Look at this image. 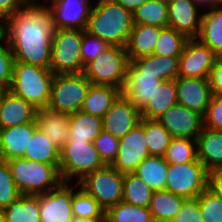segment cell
Listing matches in <instances>:
<instances>
[{"instance_id":"45","label":"cell","mask_w":222,"mask_h":222,"mask_svg":"<svg viewBox=\"0 0 222 222\" xmlns=\"http://www.w3.org/2000/svg\"><path fill=\"white\" fill-rule=\"evenodd\" d=\"M108 47L110 45L107 42L83 30L80 47L83 66L85 67L91 60L97 58Z\"/></svg>"},{"instance_id":"56","label":"cell","mask_w":222,"mask_h":222,"mask_svg":"<svg viewBox=\"0 0 222 222\" xmlns=\"http://www.w3.org/2000/svg\"><path fill=\"white\" fill-rule=\"evenodd\" d=\"M166 3H170L172 1H175V0H164Z\"/></svg>"},{"instance_id":"3","label":"cell","mask_w":222,"mask_h":222,"mask_svg":"<svg viewBox=\"0 0 222 222\" xmlns=\"http://www.w3.org/2000/svg\"><path fill=\"white\" fill-rule=\"evenodd\" d=\"M11 176L23 195H40L50 192L61 182L59 164H47L23 157L7 161Z\"/></svg>"},{"instance_id":"18","label":"cell","mask_w":222,"mask_h":222,"mask_svg":"<svg viewBox=\"0 0 222 222\" xmlns=\"http://www.w3.org/2000/svg\"><path fill=\"white\" fill-rule=\"evenodd\" d=\"M199 9L192 0H175L168 3V26L188 39L197 38L202 16Z\"/></svg>"},{"instance_id":"19","label":"cell","mask_w":222,"mask_h":222,"mask_svg":"<svg viewBox=\"0 0 222 222\" xmlns=\"http://www.w3.org/2000/svg\"><path fill=\"white\" fill-rule=\"evenodd\" d=\"M37 109L12 91H2L0 129L35 122Z\"/></svg>"},{"instance_id":"40","label":"cell","mask_w":222,"mask_h":222,"mask_svg":"<svg viewBox=\"0 0 222 222\" xmlns=\"http://www.w3.org/2000/svg\"><path fill=\"white\" fill-rule=\"evenodd\" d=\"M168 164H182L197 159V141L189 138H172L164 155Z\"/></svg>"},{"instance_id":"54","label":"cell","mask_w":222,"mask_h":222,"mask_svg":"<svg viewBox=\"0 0 222 222\" xmlns=\"http://www.w3.org/2000/svg\"><path fill=\"white\" fill-rule=\"evenodd\" d=\"M0 222H5L3 210L0 209Z\"/></svg>"},{"instance_id":"12","label":"cell","mask_w":222,"mask_h":222,"mask_svg":"<svg viewBox=\"0 0 222 222\" xmlns=\"http://www.w3.org/2000/svg\"><path fill=\"white\" fill-rule=\"evenodd\" d=\"M218 57L197 38L188 39L183 52L179 56V77L208 79Z\"/></svg>"},{"instance_id":"29","label":"cell","mask_w":222,"mask_h":222,"mask_svg":"<svg viewBox=\"0 0 222 222\" xmlns=\"http://www.w3.org/2000/svg\"><path fill=\"white\" fill-rule=\"evenodd\" d=\"M103 131V120L78 111L69 115L68 141H88L93 143L95 138Z\"/></svg>"},{"instance_id":"42","label":"cell","mask_w":222,"mask_h":222,"mask_svg":"<svg viewBox=\"0 0 222 222\" xmlns=\"http://www.w3.org/2000/svg\"><path fill=\"white\" fill-rule=\"evenodd\" d=\"M14 62L10 44L0 31V91L8 90L11 86Z\"/></svg>"},{"instance_id":"41","label":"cell","mask_w":222,"mask_h":222,"mask_svg":"<svg viewBox=\"0 0 222 222\" xmlns=\"http://www.w3.org/2000/svg\"><path fill=\"white\" fill-rule=\"evenodd\" d=\"M204 222H222V198L206 188L198 197Z\"/></svg>"},{"instance_id":"13","label":"cell","mask_w":222,"mask_h":222,"mask_svg":"<svg viewBox=\"0 0 222 222\" xmlns=\"http://www.w3.org/2000/svg\"><path fill=\"white\" fill-rule=\"evenodd\" d=\"M45 1L43 3L52 15L55 29H86L94 5L90 0Z\"/></svg>"},{"instance_id":"27","label":"cell","mask_w":222,"mask_h":222,"mask_svg":"<svg viewBox=\"0 0 222 222\" xmlns=\"http://www.w3.org/2000/svg\"><path fill=\"white\" fill-rule=\"evenodd\" d=\"M175 80L163 81L155 89L152 98L140 109L141 117L157 119L171 106L177 104Z\"/></svg>"},{"instance_id":"10","label":"cell","mask_w":222,"mask_h":222,"mask_svg":"<svg viewBox=\"0 0 222 222\" xmlns=\"http://www.w3.org/2000/svg\"><path fill=\"white\" fill-rule=\"evenodd\" d=\"M208 171L198 160L168 164L165 190L185 199L197 198L206 188Z\"/></svg>"},{"instance_id":"55","label":"cell","mask_w":222,"mask_h":222,"mask_svg":"<svg viewBox=\"0 0 222 222\" xmlns=\"http://www.w3.org/2000/svg\"><path fill=\"white\" fill-rule=\"evenodd\" d=\"M221 6L222 7V0H215V7Z\"/></svg>"},{"instance_id":"34","label":"cell","mask_w":222,"mask_h":222,"mask_svg":"<svg viewBox=\"0 0 222 222\" xmlns=\"http://www.w3.org/2000/svg\"><path fill=\"white\" fill-rule=\"evenodd\" d=\"M139 124L144 128L149 155L164 157L172 139L171 134L156 119L141 118Z\"/></svg>"},{"instance_id":"20","label":"cell","mask_w":222,"mask_h":222,"mask_svg":"<svg viewBox=\"0 0 222 222\" xmlns=\"http://www.w3.org/2000/svg\"><path fill=\"white\" fill-rule=\"evenodd\" d=\"M161 83L150 74L139 72L128 63L126 68L125 83L121 94L125 96L139 110L152 98L155 89Z\"/></svg>"},{"instance_id":"2","label":"cell","mask_w":222,"mask_h":222,"mask_svg":"<svg viewBox=\"0 0 222 222\" xmlns=\"http://www.w3.org/2000/svg\"><path fill=\"white\" fill-rule=\"evenodd\" d=\"M85 29L110 46L126 47L133 27V15L114 0H97Z\"/></svg>"},{"instance_id":"44","label":"cell","mask_w":222,"mask_h":222,"mask_svg":"<svg viewBox=\"0 0 222 222\" xmlns=\"http://www.w3.org/2000/svg\"><path fill=\"white\" fill-rule=\"evenodd\" d=\"M93 143L104 165H112L118 153L119 139L110 133L102 131Z\"/></svg>"},{"instance_id":"51","label":"cell","mask_w":222,"mask_h":222,"mask_svg":"<svg viewBox=\"0 0 222 222\" xmlns=\"http://www.w3.org/2000/svg\"><path fill=\"white\" fill-rule=\"evenodd\" d=\"M114 1L122 5L126 10H129L131 13H133L146 0H114Z\"/></svg>"},{"instance_id":"16","label":"cell","mask_w":222,"mask_h":222,"mask_svg":"<svg viewBox=\"0 0 222 222\" xmlns=\"http://www.w3.org/2000/svg\"><path fill=\"white\" fill-rule=\"evenodd\" d=\"M141 118L140 110L120 94L102 118L103 131L121 139L140 123Z\"/></svg>"},{"instance_id":"4","label":"cell","mask_w":222,"mask_h":222,"mask_svg":"<svg viewBox=\"0 0 222 222\" xmlns=\"http://www.w3.org/2000/svg\"><path fill=\"white\" fill-rule=\"evenodd\" d=\"M53 79L54 74L50 69L14 62L9 90L32 104L37 110L45 109L49 104Z\"/></svg>"},{"instance_id":"53","label":"cell","mask_w":222,"mask_h":222,"mask_svg":"<svg viewBox=\"0 0 222 222\" xmlns=\"http://www.w3.org/2000/svg\"><path fill=\"white\" fill-rule=\"evenodd\" d=\"M73 222H105V220L74 219Z\"/></svg>"},{"instance_id":"17","label":"cell","mask_w":222,"mask_h":222,"mask_svg":"<svg viewBox=\"0 0 222 222\" xmlns=\"http://www.w3.org/2000/svg\"><path fill=\"white\" fill-rule=\"evenodd\" d=\"M175 82L178 104L204 116L212 96L209 80L178 77Z\"/></svg>"},{"instance_id":"46","label":"cell","mask_w":222,"mask_h":222,"mask_svg":"<svg viewBox=\"0 0 222 222\" xmlns=\"http://www.w3.org/2000/svg\"><path fill=\"white\" fill-rule=\"evenodd\" d=\"M203 126L222 131V97L212 95L203 116Z\"/></svg>"},{"instance_id":"36","label":"cell","mask_w":222,"mask_h":222,"mask_svg":"<svg viewBox=\"0 0 222 222\" xmlns=\"http://www.w3.org/2000/svg\"><path fill=\"white\" fill-rule=\"evenodd\" d=\"M153 193L154 191L135 173L124 174L122 201L149 208Z\"/></svg>"},{"instance_id":"24","label":"cell","mask_w":222,"mask_h":222,"mask_svg":"<svg viewBox=\"0 0 222 222\" xmlns=\"http://www.w3.org/2000/svg\"><path fill=\"white\" fill-rule=\"evenodd\" d=\"M196 141L197 158L205 169L222 168V131L203 127Z\"/></svg>"},{"instance_id":"32","label":"cell","mask_w":222,"mask_h":222,"mask_svg":"<svg viewBox=\"0 0 222 222\" xmlns=\"http://www.w3.org/2000/svg\"><path fill=\"white\" fill-rule=\"evenodd\" d=\"M185 198L172 192L154 191L149 211L154 222H172Z\"/></svg>"},{"instance_id":"49","label":"cell","mask_w":222,"mask_h":222,"mask_svg":"<svg viewBox=\"0 0 222 222\" xmlns=\"http://www.w3.org/2000/svg\"><path fill=\"white\" fill-rule=\"evenodd\" d=\"M29 0H0V26Z\"/></svg>"},{"instance_id":"25","label":"cell","mask_w":222,"mask_h":222,"mask_svg":"<svg viewBox=\"0 0 222 222\" xmlns=\"http://www.w3.org/2000/svg\"><path fill=\"white\" fill-rule=\"evenodd\" d=\"M37 127L61 149L69 137V114L58 113L47 108L38 109L36 113Z\"/></svg>"},{"instance_id":"7","label":"cell","mask_w":222,"mask_h":222,"mask_svg":"<svg viewBox=\"0 0 222 222\" xmlns=\"http://www.w3.org/2000/svg\"><path fill=\"white\" fill-rule=\"evenodd\" d=\"M128 63L125 47L110 46L85 65L83 74L93 85H109L122 90Z\"/></svg>"},{"instance_id":"43","label":"cell","mask_w":222,"mask_h":222,"mask_svg":"<svg viewBox=\"0 0 222 222\" xmlns=\"http://www.w3.org/2000/svg\"><path fill=\"white\" fill-rule=\"evenodd\" d=\"M21 195L11 176L7 161L0 160V209L8 207Z\"/></svg>"},{"instance_id":"21","label":"cell","mask_w":222,"mask_h":222,"mask_svg":"<svg viewBox=\"0 0 222 222\" xmlns=\"http://www.w3.org/2000/svg\"><path fill=\"white\" fill-rule=\"evenodd\" d=\"M36 128L35 121L0 129V160L8 161L24 157Z\"/></svg>"},{"instance_id":"47","label":"cell","mask_w":222,"mask_h":222,"mask_svg":"<svg viewBox=\"0 0 222 222\" xmlns=\"http://www.w3.org/2000/svg\"><path fill=\"white\" fill-rule=\"evenodd\" d=\"M172 222H204L199 209L198 198L185 199Z\"/></svg>"},{"instance_id":"8","label":"cell","mask_w":222,"mask_h":222,"mask_svg":"<svg viewBox=\"0 0 222 222\" xmlns=\"http://www.w3.org/2000/svg\"><path fill=\"white\" fill-rule=\"evenodd\" d=\"M91 84L83 73L54 75L47 109L69 115L80 111Z\"/></svg>"},{"instance_id":"23","label":"cell","mask_w":222,"mask_h":222,"mask_svg":"<svg viewBox=\"0 0 222 222\" xmlns=\"http://www.w3.org/2000/svg\"><path fill=\"white\" fill-rule=\"evenodd\" d=\"M160 31L161 28L151 25L133 24L125 47L128 61L152 55Z\"/></svg>"},{"instance_id":"31","label":"cell","mask_w":222,"mask_h":222,"mask_svg":"<svg viewBox=\"0 0 222 222\" xmlns=\"http://www.w3.org/2000/svg\"><path fill=\"white\" fill-rule=\"evenodd\" d=\"M23 158L47 164H59L60 149L37 127Z\"/></svg>"},{"instance_id":"33","label":"cell","mask_w":222,"mask_h":222,"mask_svg":"<svg viewBox=\"0 0 222 222\" xmlns=\"http://www.w3.org/2000/svg\"><path fill=\"white\" fill-rule=\"evenodd\" d=\"M5 222H41L39 195H21L3 209Z\"/></svg>"},{"instance_id":"22","label":"cell","mask_w":222,"mask_h":222,"mask_svg":"<svg viewBox=\"0 0 222 222\" xmlns=\"http://www.w3.org/2000/svg\"><path fill=\"white\" fill-rule=\"evenodd\" d=\"M139 74H150L163 81L179 77V57L150 55L129 62Z\"/></svg>"},{"instance_id":"57","label":"cell","mask_w":222,"mask_h":222,"mask_svg":"<svg viewBox=\"0 0 222 222\" xmlns=\"http://www.w3.org/2000/svg\"><path fill=\"white\" fill-rule=\"evenodd\" d=\"M1 99H2V91H0V104H1Z\"/></svg>"},{"instance_id":"6","label":"cell","mask_w":222,"mask_h":222,"mask_svg":"<svg viewBox=\"0 0 222 222\" xmlns=\"http://www.w3.org/2000/svg\"><path fill=\"white\" fill-rule=\"evenodd\" d=\"M82 34L81 29H55L49 64L54 75L83 73L80 52Z\"/></svg>"},{"instance_id":"26","label":"cell","mask_w":222,"mask_h":222,"mask_svg":"<svg viewBox=\"0 0 222 222\" xmlns=\"http://www.w3.org/2000/svg\"><path fill=\"white\" fill-rule=\"evenodd\" d=\"M197 39L222 57V7L216 6L202 12Z\"/></svg>"},{"instance_id":"35","label":"cell","mask_w":222,"mask_h":222,"mask_svg":"<svg viewBox=\"0 0 222 222\" xmlns=\"http://www.w3.org/2000/svg\"><path fill=\"white\" fill-rule=\"evenodd\" d=\"M133 24L168 26V3L164 0H146L133 13Z\"/></svg>"},{"instance_id":"50","label":"cell","mask_w":222,"mask_h":222,"mask_svg":"<svg viewBox=\"0 0 222 222\" xmlns=\"http://www.w3.org/2000/svg\"><path fill=\"white\" fill-rule=\"evenodd\" d=\"M207 188L222 198V168L213 169L208 172Z\"/></svg>"},{"instance_id":"52","label":"cell","mask_w":222,"mask_h":222,"mask_svg":"<svg viewBox=\"0 0 222 222\" xmlns=\"http://www.w3.org/2000/svg\"><path fill=\"white\" fill-rule=\"evenodd\" d=\"M194 4L199 8H202L203 6L208 9H212L215 7V0H192ZM203 5V6H202Z\"/></svg>"},{"instance_id":"38","label":"cell","mask_w":222,"mask_h":222,"mask_svg":"<svg viewBox=\"0 0 222 222\" xmlns=\"http://www.w3.org/2000/svg\"><path fill=\"white\" fill-rule=\"evenodd\" d=\"M74 219L105 220V210L82 187L72 197Z\"/></svg>"},{"instance_id":"1","label":"cell","mask_w":222,"mask_h":222,"mask_svg":"<svg viewBox=\"0 0 222 222\" xmlns=\"http://www.w3.org/2000/svg\"><path fill=\"white\" fill-rule=\"evenodd\" d=\"M15 62L49 69L55 26L52 15L41 0L28 1L1 26Z\"/></svg>"},{"instance_id":"30","label":"cell","mask_w":222,"mask_h":222,"mask_svg":"<svg viewBox=\"0 0 222 222\" xmlns=\"http://www.w3.org/2000/svg\"><path fill=\"white\" fill-rule=\"evenodd\" d=\"M168 163L164 157L147 156L133 172L153 191L165 190Z\"/></svg>"},{"instance_id":"15","label":"cell","mask_w":222,"mask_h":222,"mask_svg":"<svg viewBox=\"0 0 222 222\" xmlns=\"http://www.w3.org/2000/svg\"><path fill=\"white\" fill-rule=\"evenodd\" d=\"M172 138L197 139L203 129V116L180 104L171 106L159 118Z\"/></svg>"},{"instance_id":"39","label":"cell","mask_w":222,"mask_h":222,"mask_svg":"<svg viewBox=\"0 0 222 222\" xmlns=\"http://www.w3.org/2000/svg\"><path fill=\"white\" fill-rule=\"evenodd\" d=\"M188 41L182 33L172 27L161 28L153 54L159 56L179 57Z\"/></svg>"},{"instance_id":"14","label":"cell","mask_w":222,"mask_h":222,"mask_svg":"<svg viewBox=\"0 0 222 222\" xmlns=\"http://www.w3.org/2000/svg\"><path fill=\"white\" fill-rule=\"evenodd\" d=\"M147 156L144 128L138 124L119 139L118 153L112 166L120 173H133Z\"/></svg>"},{"instance_id":"28","label":"cell","mask_w":222,"mask_h":222,"mask_svg":"<svg viewBox=\"0 0 222 222\" xmlns=\"http://www.w3.org/2000/svg\"><path fill=\"white\" fill-rule=\"evenodd\" d=\"M120 94L121 90L116 87L91 84L84 99L81 111L103 118Z\"/></svg>"},{"instance_id":"9","label":"cell","mask_w":222,"mask_h":222,"mask_svg":"<svg viewBox=\"0 0 222 222\" xmlns=\"http://www.w3.org/2000/svg\"><path fill=\"white\" fill-rule=\"evenodd\" d=\"M79 184L105 211L123 200L124 174L112 165L88 174Z\"/></svg>"},{"instance_id":"5","label":"cell","mask_w":222,"mask_h":222,"mask_svg":"<svg viewBox=\"0 0 222 222\" xmlns=\"http://www.w3.org/2000/svg\"><path fill=\"white\" fill-rule=\"evenodd\" d=\"M101 161L94 143L88 141H68L60 149L59 172L62 182H73L76 177L82 181L88 174L102 168Z\"/></svg>"},{"instance_id":"11","label":"cell","mask_w":222,"mask_h":222,"mask_svg":"<svg viewBox=\"0 0 222 222\" xmlns=\"http://www.w3.org/2000/svg\"><path fill=\"white\" fill-rule=\"evenodd\" d=\"M61 182L50 192L39 195L41 222H73L72 197L80 184ZM76 187V188H75Z\"/></svg>"},{"instance_id":"37","label":"cell","mask_w":222,"mask_h":222,"mask_svg":"<svg viewBox=\"0 0 222 222\" xmlns=\"http://www.w3.org/2000/svg\"><path fill=\"white\" fill-rule=\"evenodd\" d=\"M105 222H154L149 208L121 201L105 211Z\"/></svg>"},{"instance_id":"48","label":"cell","mask_w":222,"mask_h":222,"mask_svg":"<svg viewBox=\"0 0 222 222\" xmlns=\"http://www.w3.org/2000/svg\"><path fill=\"white\" fill-rule=\"evenodd\" d=\"M208 80L212 95L222 97V57L216 59Z\"/></svg>"}]
</instances>
